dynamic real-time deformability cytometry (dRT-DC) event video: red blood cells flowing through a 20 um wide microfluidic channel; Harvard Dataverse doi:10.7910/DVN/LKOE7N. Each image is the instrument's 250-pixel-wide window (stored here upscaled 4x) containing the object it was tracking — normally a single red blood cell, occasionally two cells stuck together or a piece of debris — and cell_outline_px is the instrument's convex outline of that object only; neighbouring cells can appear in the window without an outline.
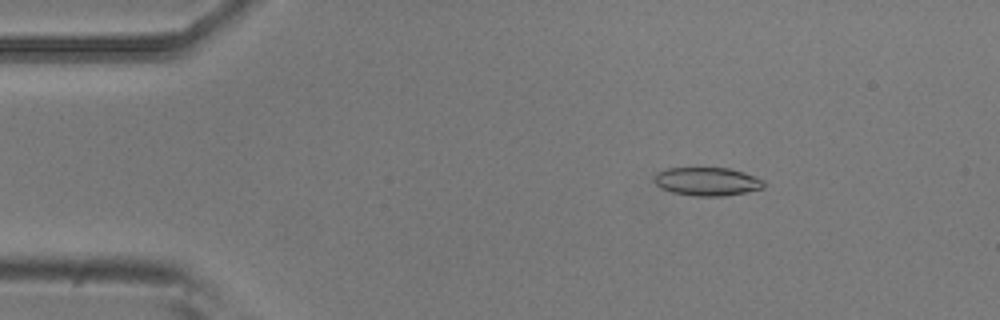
{"species": "common noctule bat (a hibernating species)", "species_latin": "Nyctalus noctula", "temperature_condition": "room temperature", "stored_images_in_passage": 51, "camera_frame_rate_fps": 3000, "um_per_image_px": 0.085, "animal": {"sex": "male", "body_mass_g": 20.5, "forearm_length_mm": 52.5}, "frame": {"image": 1, "passage_image": 6, "time_ms": 1.667, "image_size_px": [1000, 320], "cell_outline_px": [[764, 188], [724, 196], [692, 196], [672, 192], [660, 188], [656, 184], [656, 172], [668, 168], [728, 168], [744, 172], [764, 180]], "centroid_in_image_um": [60.11, 15.43], "position_along_channel_um": 24.9, "area_um2": 18.03}}
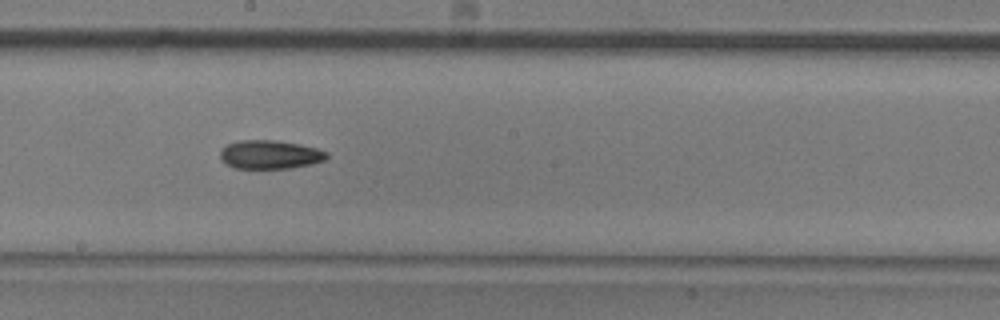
{"frame": {"image": 2, "passage_image": 27, "time_ms": 8.667, "image_size_px": [1000, 320], "cell_outline_px": [[328, 160], [312, 164], [288, 168], [236, 168], [224, 164], [220, 160], [220, 152], [228, 144], [240, 140], [272, 140], [300, 144], [316, 148], [328, 152]], "centroid_in_image_um": [22.97, 13.14], "position_along_channel_um": 225.2, "area_um2": 17.86}}
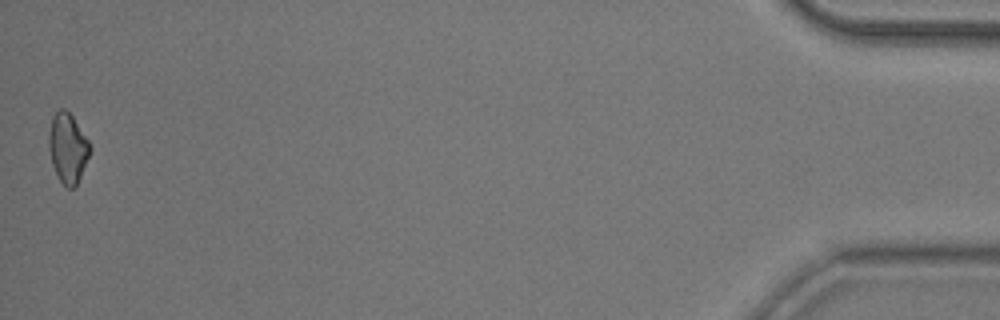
{"frame": {"image": 3, "passage_image": 51, "time_ms": 16.667, "image_size_px": [1000, 320], "cell_outline_px": [[92, 148], [80, 176], [76, 184], [72, 188], [68, 188], [60, 180], [52, 164], [48, 144], [48, 136], [52, 116], [60, 108], [64, 108], [72, 116], [92, 144]], "centroid_in_image_um": [5.76, 12.54], "position_along_channel_um": 429.4, "area_um2": 16.59}}